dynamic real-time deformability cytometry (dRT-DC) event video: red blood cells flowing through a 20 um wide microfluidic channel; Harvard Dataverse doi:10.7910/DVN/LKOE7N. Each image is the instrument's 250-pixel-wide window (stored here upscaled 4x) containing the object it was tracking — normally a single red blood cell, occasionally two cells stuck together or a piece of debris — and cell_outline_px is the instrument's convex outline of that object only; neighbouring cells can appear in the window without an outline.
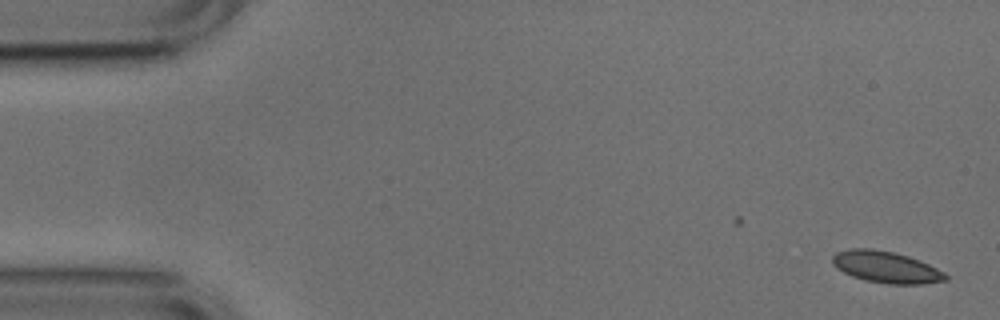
{"species": "common noctule bat (a hibernating species)", "species_latin": "Nyctalus noctula", "temperature_condition": "cold", "stored_images_in_passage": 44, "camera_frame_rate_fps": 3000, "um_per_image_px": 0.085, "animal": {"sex": "male", "body_mass_g": 17.9, "forearm_length_mm": 54.2}, "frame": {"image": 1, "passage_image": 1, "time_ms": 0.0, "image_size_px": [1000, 320], "cell_outline_px": [[948, 280], [924, 284], [888, 284], [864, 280], [852, 276], [836, 268], [832, 264], [832, 256], [836, 252], [848, 248], [872, 248], [892, 252], [908, 256], [920, 260], [944, 272], [948, 276]], "centroid_in_image_um": [75.3, 22.7], "position_along_channel_um": 9.7, "area_um2": 20.98}}
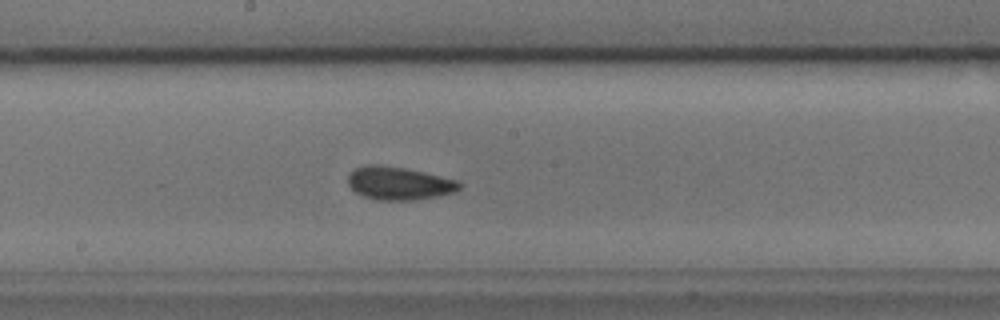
{"frame": {"image": 2, "passage_image": 27, "time_ms": 8.667, "image_size_px": [1000, 320], "cell_outline_px": [[464, 184], [460, 188], [452, 192], [436, 196], [412, 200], [376, 200], [364, 196], [356, 192], [348, 184], [348, 176], [356, 168], [364, 164], [380, 164], [404, 168], [424, 172], [460, 180]], "centroid_in_image_um": [33.93, 15.57], "position_along_channel_um": 214.3, "area_um2": 21.5}}
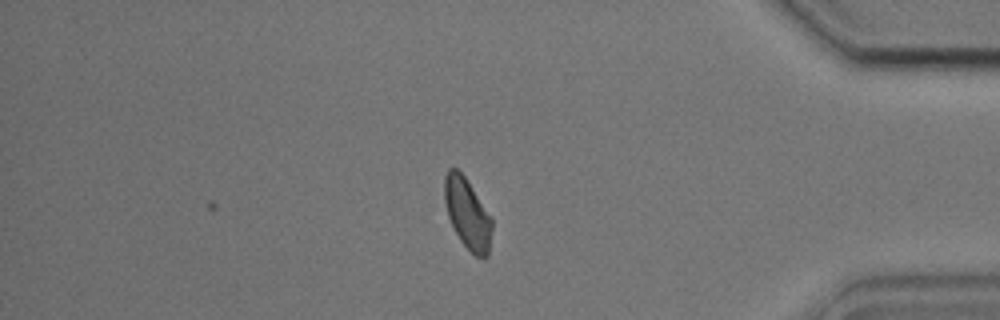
{"frame": {"image": 3, "passage_image": 44, "time_ms": 14.333, "image_size_px": [1000, 320], "cell_outline_px": [[492, 228], [488, 256], [484, 260], [476, 256], [460, 240], [448, 216], [444, 200], [444, 176], [448, 168], [456, 168], [464, 176], [492, 216]], "centroid_in_image_um": [39.74, 18.15], "position_along_channel_um": 395.5, "area_um2": 19.54}, "authors_computed_cell_mechanics": {"area_um2": 20.23, "velocity_mm_per_s": 3.763, "shape_relaxation_time_tau1_ms": 3.1606, "shape_relaxation_time_tau2_ms": 2.2231, "deformation_change_tau1": 0.0761, "deformation_change_tau2": 0.066}}